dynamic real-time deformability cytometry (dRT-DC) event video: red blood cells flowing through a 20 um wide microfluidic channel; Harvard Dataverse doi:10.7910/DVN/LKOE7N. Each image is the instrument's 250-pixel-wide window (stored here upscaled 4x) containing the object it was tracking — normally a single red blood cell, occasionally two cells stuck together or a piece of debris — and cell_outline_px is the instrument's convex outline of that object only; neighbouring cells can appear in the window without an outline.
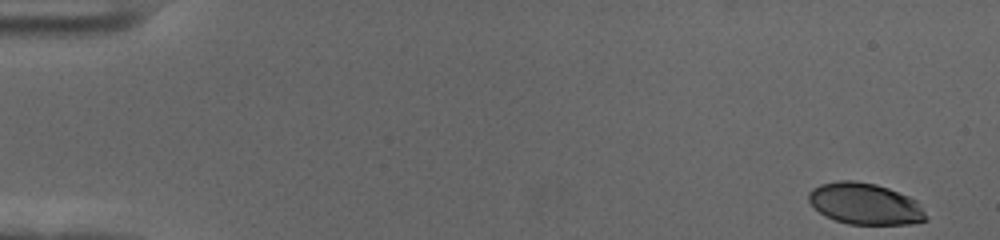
{"species": "human", "species_latin": "Homo sapiens", "temperature_condition": "cold", "stored_images_in_passage": 56, "camera_frame_rate_fps": 3000, "um_per_image_px": 0.085, "donor": {"sex": "female"}, "frame": {"image": 1, "passage_image": 1, "time_ms": 0.0, "image_size_px": [1000, 240], "cell_outline_px": [[928, 220], [912, 224], [848, 224], [824, 216], [808, 200], [808, 192], [812, 188], [820, 184], [840, 180], [852, 180], [876, 184], [888, 188], [908, 196], [916, 200], [924, 212]], "centroid_in_image_um": [73.51, 17.32], "position_along_channel_um": 11.5, "area_um2": 28.26}}
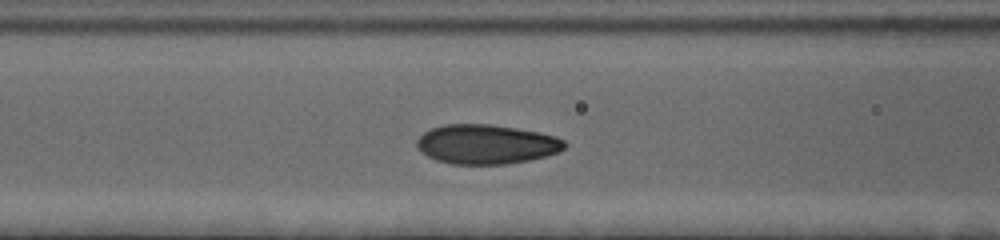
{"frame": {"image": 2, "passage_image": 23, "time_ms": 7.333, "image_size_px": [1000, 240], "cell_outline_px": [[568, 144], [560, 152], [548, 156], [528, 160], [504, 164], [452, 164], [436, 160], [420, 152], [416, 144], [416, 140], [424, 132], [432, 128], [444, 124], [488, 124], [516, 128], [540, 132], [556, 136], [564, 140]], "centroid_in_image_um": [41.36, 12.26], "position_along_channel_um": 125.2, "area_um2": 34.16}}
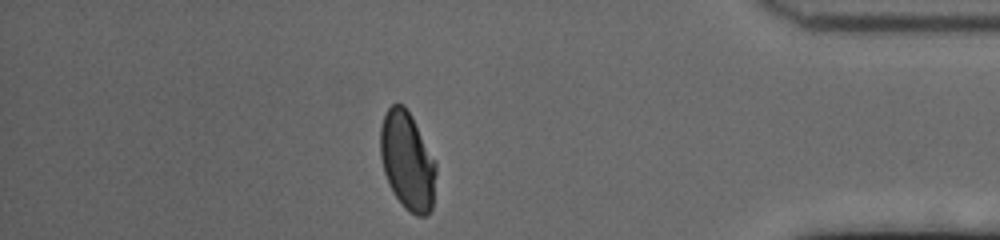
{"frame": {"image": 3, "passage_image": 49, "time_ms": 16.0, "image_size_px": [1000, 240], "cell_outline_px": [[436, 172], [432, 208], [424, 216], [416, 216], [408, 212], [404, 208], [392, 192], [388, 184], [384, 172], [380, 156], [380, 128], [384, 116], [388, 108], [392, 104], [404, 104], [412, 116], [436, 160]], "centroid_in_image_um": [34.62, 13.68], "position_along_channel_um": 400.6, "area_um2": 32.19}, "authors_computed_cell_mechanics": {"area_um2": 32.5125, "velocity_mm_per_s": 3.5454, "shape_relaxation_time_tau1_ms": 4.5366, "shape_relaxation_time_tau2_ms": 0.8435, "deformation_change_tau1": 0.1661, "deformation_change_tau2": 0.0482}}